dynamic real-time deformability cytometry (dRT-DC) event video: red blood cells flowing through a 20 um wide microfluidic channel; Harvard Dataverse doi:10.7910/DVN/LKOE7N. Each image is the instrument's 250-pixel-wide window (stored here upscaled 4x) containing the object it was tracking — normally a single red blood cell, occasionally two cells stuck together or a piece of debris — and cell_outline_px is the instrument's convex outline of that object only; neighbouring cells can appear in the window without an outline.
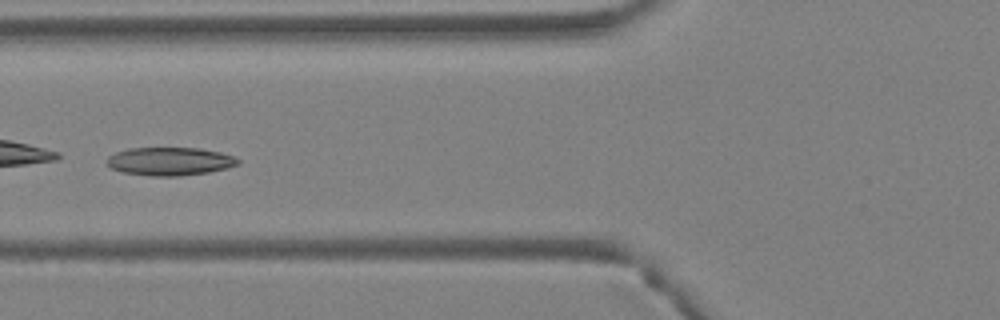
{"species": "Egyptian fruit bat (a non-hibernating species)", "species_latin": "Rousettus aegyptiacus", "temperature_condition": "warm", "stored_images_in_passage": 5, "camera_frame_rate_fps": 3000, "um_per_image_px": 0.085, "animal": {"sex": "female"}, "frame": {"image": 1, "passage_image": 5, "time_ms": 1.333, "image_size_px": [1000, 320], "cell_outline_px": [[240, 164], [208, 172], [180, 176], [152, 176], [124, 172], [112, 168], [108, 164], [108, 156], [116, 152], [128, 148], [200, 148], [220, 152], [232, 156], [240, 160]], "centroid_in_image_um": [14.44, 13.71], "position_along_channel_um": 111.4, "area_um2": 21.33}}